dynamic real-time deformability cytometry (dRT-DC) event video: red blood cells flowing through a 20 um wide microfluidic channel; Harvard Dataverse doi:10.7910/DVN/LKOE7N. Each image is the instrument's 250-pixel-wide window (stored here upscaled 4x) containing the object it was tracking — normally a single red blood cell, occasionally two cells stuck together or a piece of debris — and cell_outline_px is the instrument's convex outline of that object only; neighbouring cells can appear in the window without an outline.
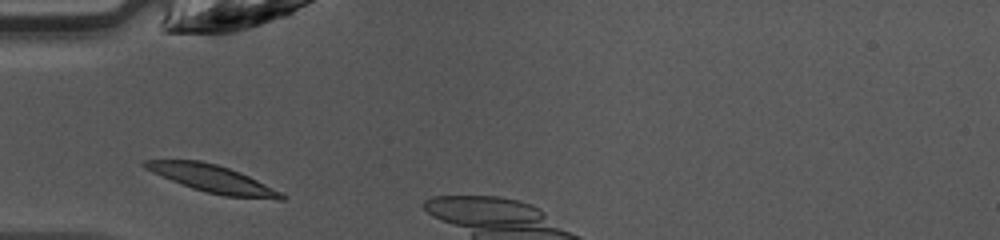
{"species": "common noctule bat (a hibernating species)", "species_latin": "Nyctalus noctula", "temperature_condition": "warm", "stored_images_in_passage": 4, "camera_frame_rate_fps": 3000, "um_per_image_px": 0.085, "animal": {"sex": "female", "body_mass_g": 10.0, "forearm_length_mm": 53.1}, "frame": {"image": 1, "passage_image": 1, "time_ms": 0.0, "image_size_px": [1000, 240], "cell_outline_px": [[284, 200], [280, 200], [224, 196], [204, 192], [192, 188], [152, 172], [144, 168], [140, 164], [144, 160], [200, 160], [216, 164], [240, 172], [280, 192], [284, 196]], "centroid_in_image_um": [18.02, 15.2], "position_along_channel_um": 67.0, "area_um2": 21.56}}